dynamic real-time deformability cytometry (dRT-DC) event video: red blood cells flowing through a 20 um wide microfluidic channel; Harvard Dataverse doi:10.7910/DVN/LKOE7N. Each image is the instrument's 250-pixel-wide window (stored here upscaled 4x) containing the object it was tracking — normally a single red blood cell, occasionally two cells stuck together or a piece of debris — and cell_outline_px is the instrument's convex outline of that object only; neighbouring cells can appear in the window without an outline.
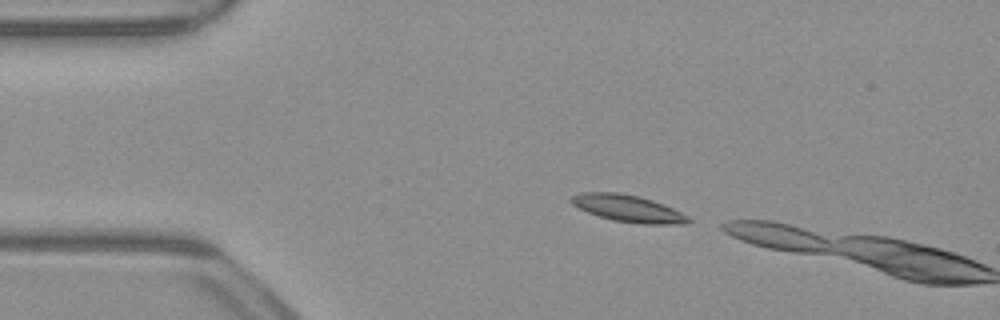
{"species": "common noctule bat (a hibernating species)", "species_latin": "Nyctalus noctula", "temperature_condition": "warm", "stored_images_in_passage": 3, "camera_frame_rate_fps": 3000, "um_per_image_px": 0.085, "animal": {"sex": "male", "body_mass_g": 23.1, "forearm_length_mm": 52.7}, "frame": {"image": 1, "passage_image": 2, "time_ms": 0.333, "image_size_px": [1000, 320], "cell_outline_px": [[692, 224], [640, 224], [612, 220], [588, 212], [572, 204], [568, 200], [568, 196], [580, 192], [620, 192], [652, 200], [664, 204], [688, 216], [692, 220]], "centroid_in_image_um": [53.38, 17.71], "position_along_channel_um": 31.6, "area_um2": 18.55}}